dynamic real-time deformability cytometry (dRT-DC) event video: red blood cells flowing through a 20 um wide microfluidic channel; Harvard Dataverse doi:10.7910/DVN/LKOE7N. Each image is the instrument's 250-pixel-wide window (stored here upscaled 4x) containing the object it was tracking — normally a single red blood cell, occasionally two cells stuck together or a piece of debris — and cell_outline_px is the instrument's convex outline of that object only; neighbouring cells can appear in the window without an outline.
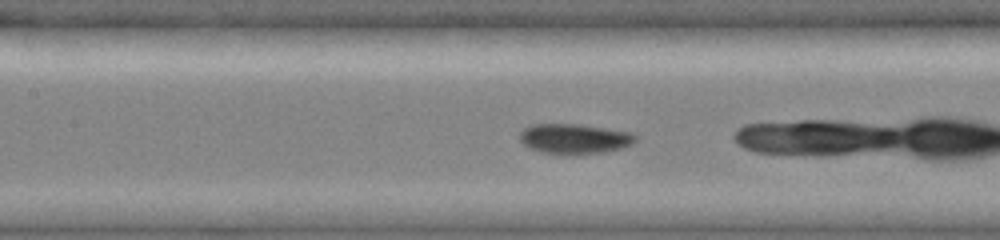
{"species": "common noctule bat (a hibernating species)", "species_latin": "Nyctalus noctula", "temperature_condition": "cold", "stored_images_in_passage": 34, "camera_frame_rate_fps": 3000, "um_per_image_px": 0.085, "animal": {"sex": "female", "body_mass_g": 19.0, "forearm_length_mm": 51.5}, "frame": {"image": 1, "passage_image": 19, "time_ms": 6.0, "image_size_px": [1000, 240], "cell_outline_px": [[636, 140], [632, 144], [620, 148], [604, 152], [544, 152], [528, 148], [520, 140], [520, 132], [524, 128], [532, 124], [580, 124], [632, 132], [636, 136]], "centroid_in_image_um": [48.83, 11.75], "position_along_channel_um": 158.6, "area_um2": 19.65}}
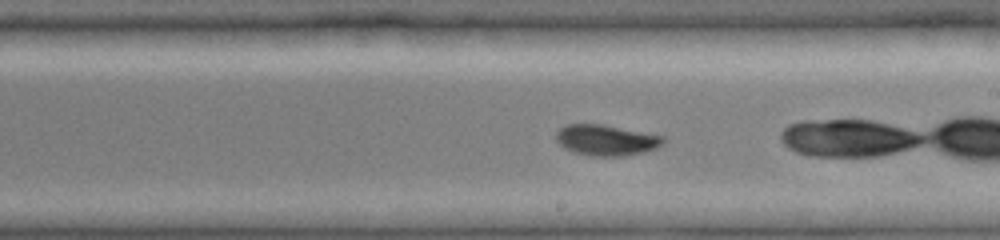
{"frame": {"image": 2, "passage_image": 25, "time_ms": 8.0, "image_size_px": [1000, 240], "cell_outline_px": [[664, 144], [656, 148], [644, 152], [620, 156], [592, 156], [572, 152], [564, 148], [556, 140], [556, 132], [560, 128], [568, 124], [600, 124], [664, 136]], "centroid_in_image_um": [51.51, 11.92], "position_along_channel_um": 237.5, "area_um2": 19.13}}